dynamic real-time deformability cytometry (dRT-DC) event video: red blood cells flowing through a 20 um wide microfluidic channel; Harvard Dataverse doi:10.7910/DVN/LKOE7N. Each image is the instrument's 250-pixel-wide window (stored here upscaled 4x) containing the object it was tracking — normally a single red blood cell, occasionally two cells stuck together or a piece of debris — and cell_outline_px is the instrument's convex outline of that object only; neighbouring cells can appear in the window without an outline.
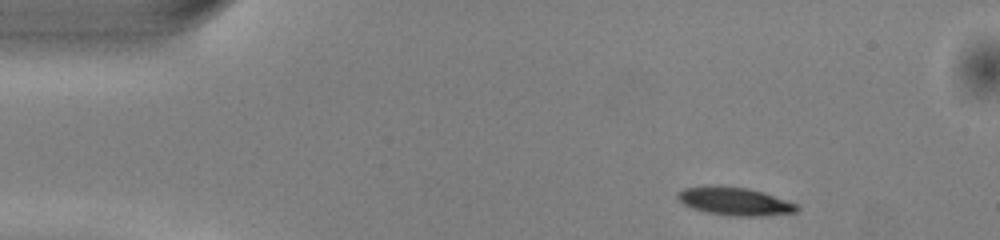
{"species": "common noctule bat (a hibernating species)", "species_latin": "Nyctalus noctula", "temperature_condition": "warm", "stored_images_in_passage": 45, "camera_frame_rate_fps": 3000, "um_per_image_px": 0.085, "animal": {"sex": "male", "body_mass_g": 13.0, "forearm_length_mm": 53.1}, "frame": {"image": 1, "passage_image": 1, "time_ms": 0.0, "image_size_px": [1000, 240], "cell_outline_px": [[800, 208], [796, 212], [760, 216], [732, 216], [708, 212], [692, 208], [684, 204], [676, 196], [684, 188], [748, 188], [796, 204]], "centroid_in_image_um": [62.49, 17.16], "position_along_channel_um": 22.5, "area_um2": 18.32}}
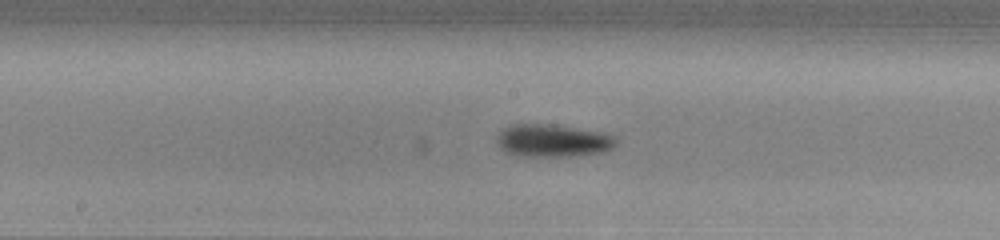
{"frame": {"image": 2, "passage_image": 20, "time_ms": 6.333, "image_size_px": [1000, 240], "cell_outline_px": [[616, 144], [612, 148], [604, 152], [576, 156], [516, 156], [504, 152], [500, 148], [496, 140], [496, 136], [504, 128], [512, 124], [556, 124], [600, 132], [616, 136]], "centroid_in_image_um": [46.97, 11.96], "position_along_channel_um": 201.2, "area_um2": 23.0}}
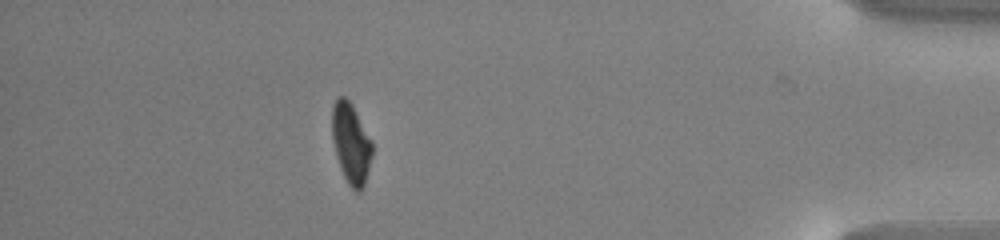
{"frame": {"image": 3, "passage_image": 39, "time_ms": 12.667, "image_size_px": [1000, 240], "cell_outline_px": [[372, 156], [364, 184], [360, 192], [356, 192], [348, 184], [340, 168], [336, 156], [332, 140], [332, 104], [336, 96], [344, 96], [352, 104], [372, 140]], "centroid_in_image_um": [29.82, 12.15], "position_along_channel_um": 405.4, "area_um2": 18.96}, "authors_computed_cell_mechanics": {"area_um2": 20.23, "velocity_mm_per_s": 4.0522, "shape_relaxation_time_tau1_ms": 2.0885, "shape_relaxation_time_tau2_ms": 10.9449, "deformation_change_tau1": 0.1369, "deformation_change_tau2": 0.1885}}